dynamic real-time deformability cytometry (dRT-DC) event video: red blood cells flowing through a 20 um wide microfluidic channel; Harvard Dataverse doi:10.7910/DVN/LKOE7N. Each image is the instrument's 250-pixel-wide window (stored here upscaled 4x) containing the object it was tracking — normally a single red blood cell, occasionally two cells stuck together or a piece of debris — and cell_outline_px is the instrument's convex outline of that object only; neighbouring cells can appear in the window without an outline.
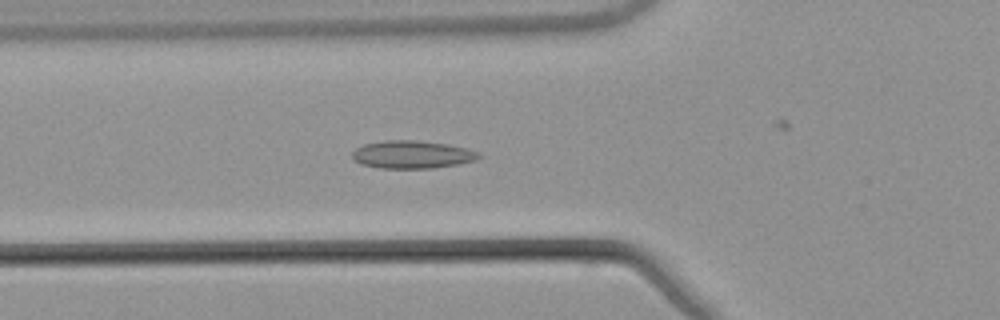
{"species": "common noctule bat (a hibernating species)", "species_latin": "Nyctalus noctula", "temperature_condition": "warm", "stored_images_in_passage": 53, "camera_frame_rate_fps": 3000, "um_per_image_px": 0.085, "animal": {"sex": "male", "body_mass_g": 21.5, "forearm_length_mm": 52.0}, "frame": {"image": 1, "passage_image": 18, "time_ms": 5.667, "image_size_px": [1000, 320], "cell_outline_px": [[480, 156], [476, 160], [456, 164], [432, 168], [380, 168], [360, 164], [352, 160], [352, 152], [356, 148], [364, 144], [388, 140], [416, 140], [448, 144], [468, 148], [476, 152]], "centroid_in_image_um": [34.99, 13.13], "position_along_channel_um": 90.8, "area_um2": 20.46}}
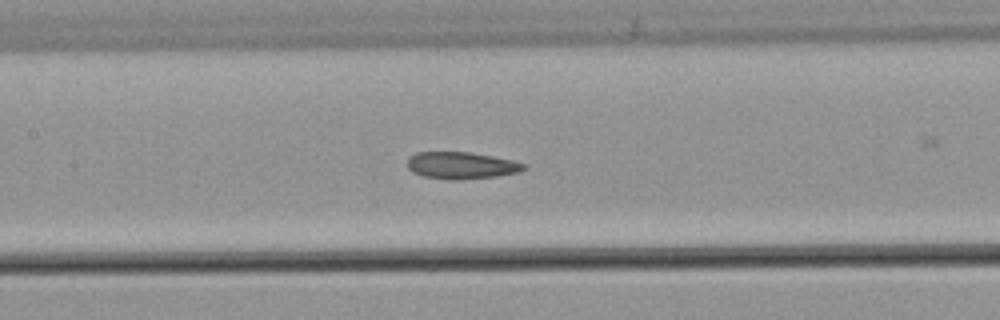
{"frame": {"image": 2, "passage_image": 24, "time_ms": 7.667, "image_size_px": [1000, 320], "cell_outline_px": [[528, 168], [520, 172], [496, 176], [460, 180], [452, 180], [424, 176], [412, 172], [408, 168], [408, 156], [416, 152], [468, 152], [492, 156], [512, 160], [524, 164]], "centroid_in_image_um": [39.21, 14.06], "position_along_channel_um": 168.2, "area_um2": 18.32}}
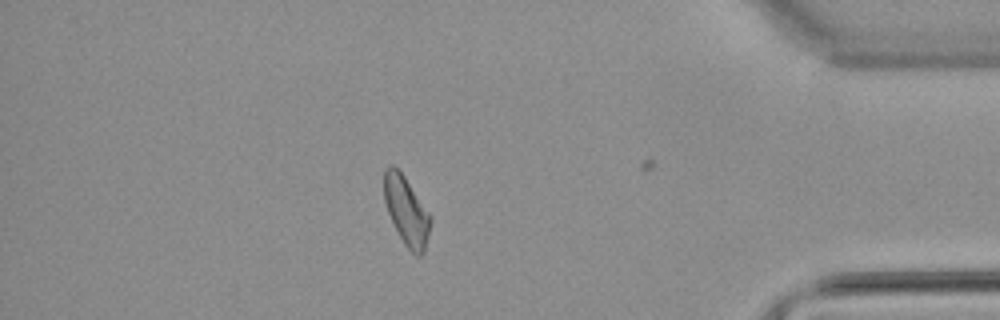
{"frame": {"image": 3, "passage_image": 45, "time_ms": 14.667, "image_size_px": [1000, 320], "cell_outline_px": [[432, 220], [424, 252], [420, 256], [416, 256], [404, 244], [388, 212], [384, 200], [384, 168], [392, 164], [404, 176], [432, 216]], "centroid_in_image_um": [34.56, 17.92], "position_along_channel_um": 400.6, "area_um2": 18.38}, "authors_computed_cell_mechanics": {"area_um2": 18.8428, "velocity_mm_per_s": 3.8509, "shape_relaxation_time_tau1_ms": null, "shape_relaxation_time_tau2_ms": 3.4572, "deformation_change_tau1": null, "deformation_change_tau2": 0.1025}}